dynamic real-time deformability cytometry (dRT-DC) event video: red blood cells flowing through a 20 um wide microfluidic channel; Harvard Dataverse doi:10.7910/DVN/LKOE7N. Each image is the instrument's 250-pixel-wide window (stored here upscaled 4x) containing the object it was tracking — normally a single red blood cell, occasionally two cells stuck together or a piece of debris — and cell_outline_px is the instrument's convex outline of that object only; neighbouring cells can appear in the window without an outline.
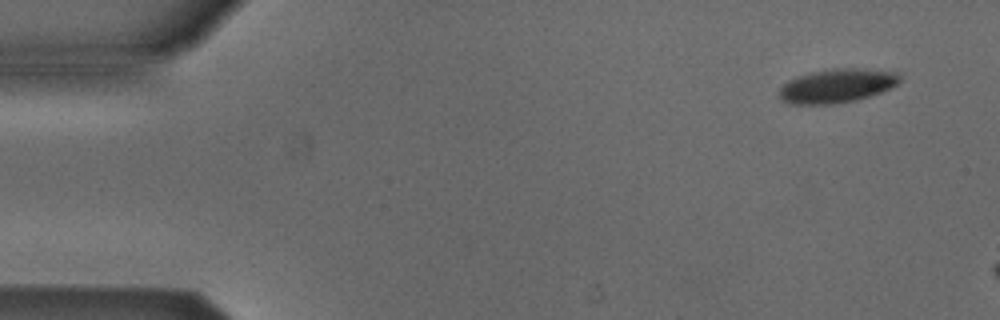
{"species": "Egyptian fruit bat (a non-hibernating species)", "species_latin": "Rousettus aegyptiacus", "temperature_condition": "cold", "stored_images_in_passage": 3, "camera_frame_rate_fps": 3000, "um_per_image_px": 0.085, "animal": {"sex": "male"}, "frame": {"image": 1, "passage_image": 1, "time_ms": 0.0, "image_size_px": [1000, 320], "cell_outline_px": [[900, 84], [892, 88], [856, 100], [836, 104], [792, 104], [780, 100], [780, 88], [788, 80], [796, 76], [808, 72], [832, 68], [860, 68], [896, 72], [900, 76]], "centroid_in_image_um": [71.14, 7.28], "position_along_channel_um": 13.9, "area_um2": 24.04}}